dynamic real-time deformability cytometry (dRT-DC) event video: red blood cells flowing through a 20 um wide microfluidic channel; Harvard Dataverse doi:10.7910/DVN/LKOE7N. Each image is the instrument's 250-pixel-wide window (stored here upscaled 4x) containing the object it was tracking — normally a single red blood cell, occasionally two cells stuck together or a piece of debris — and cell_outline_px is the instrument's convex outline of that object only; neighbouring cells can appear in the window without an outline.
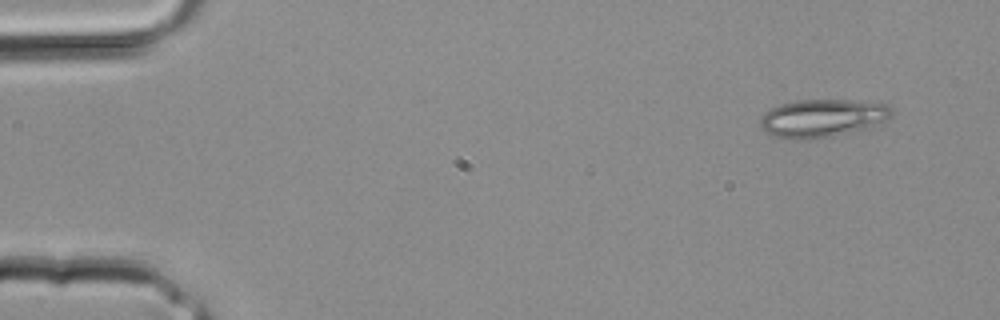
{"species": "common noctule bat (a hibernating species)", "species_latin": "Nyctalus noctula", "temperature_condition": "room temperature", "stored_images_in_passage": 12, "segment_of_instrument_passage": [1, 2], "camera_frame_rate_fps": 3000, "um_per_image_px": 0.085, "animal": {"sex": "male", "body_mass_g": 20.4}, "frame": {"image": 1, "passage_image": 1, "time_ms": 0.0, "image_size_px": [1000, 320], "cell_outline_px": [[892, 116], [880, 128], [808, 140], [788, 140], [776, 136], [760, 128], [760, 120], [764, 112], [780, 104], [796, 100], [848, 100], [888, 104], [892, 108]], "centroid_in_image_um": [70.0, 10.07], "position_along_channel_um": 15.0, "area_um2": 30.0}}